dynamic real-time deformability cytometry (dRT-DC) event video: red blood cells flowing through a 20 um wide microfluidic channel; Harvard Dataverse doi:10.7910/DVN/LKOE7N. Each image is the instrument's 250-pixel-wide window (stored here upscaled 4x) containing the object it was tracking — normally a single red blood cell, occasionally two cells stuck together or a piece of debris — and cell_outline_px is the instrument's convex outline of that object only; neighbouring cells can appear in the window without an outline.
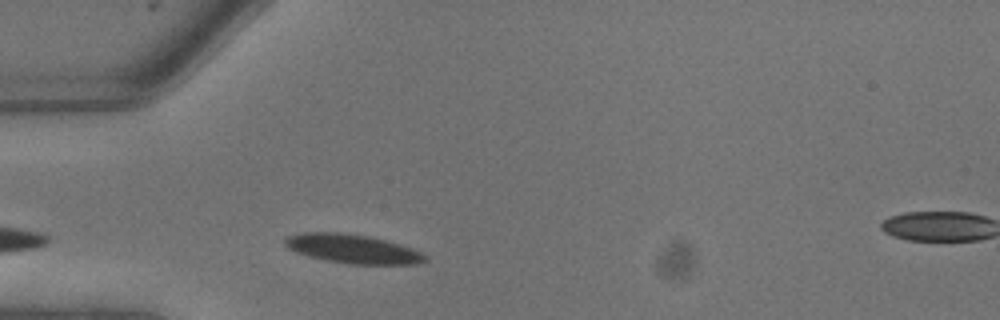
{"species": "common noctule bat (a hibernating species)", "species_latin": "Nyctalus noctula", "temperature_condition": "warm", "stored_images_in_passage": 6, "camera_frame_rate_fps": 3000, "um_per_image_px": 0.085, "animal": {"sex": "male", "body_mass_g": 13.3}, "frame": {"image": 1, "passage_image": 3, "time_ms": 0.667, "image_size_px": [1000, 320], "cell_outline_px": [[428, 260], [416, 264], [348, 264], [324, 260], [308, 256], [296, 252], [288, 248], [284, 244], [284, 240], [288, 236], [304, 232], [344, 232], [368, 236], [400, 244], [420, 252], [428, 256]], "centroid_in_image_um": [29.96, 21.15], "position_along_channel_um": 55.0, "area_um2": 23.7}}
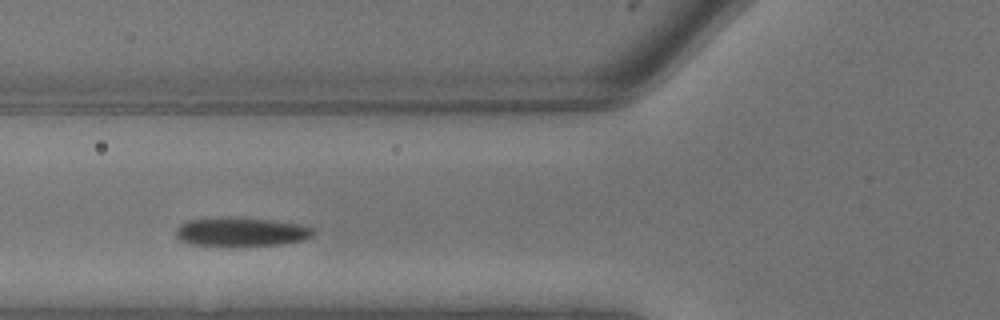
{"frame": {"image": 2, "passage_image": 5, "time_ms": 1.333, "image_size_px": [1000, 320], "cell_outline_px": [[316, 232], [312, 236], [304, 240], [280, 244], [188, 244], [180, 240], [176, 236], [176, 228], [180, 224], [188, 220], [220, 216], [244, 216], [276, 220], [300, 224], [316, 228]], "centroid_in_image_um": [20.54, 19.64], "position_along_channel_um": 105.3, "area_um2": 23.29}}